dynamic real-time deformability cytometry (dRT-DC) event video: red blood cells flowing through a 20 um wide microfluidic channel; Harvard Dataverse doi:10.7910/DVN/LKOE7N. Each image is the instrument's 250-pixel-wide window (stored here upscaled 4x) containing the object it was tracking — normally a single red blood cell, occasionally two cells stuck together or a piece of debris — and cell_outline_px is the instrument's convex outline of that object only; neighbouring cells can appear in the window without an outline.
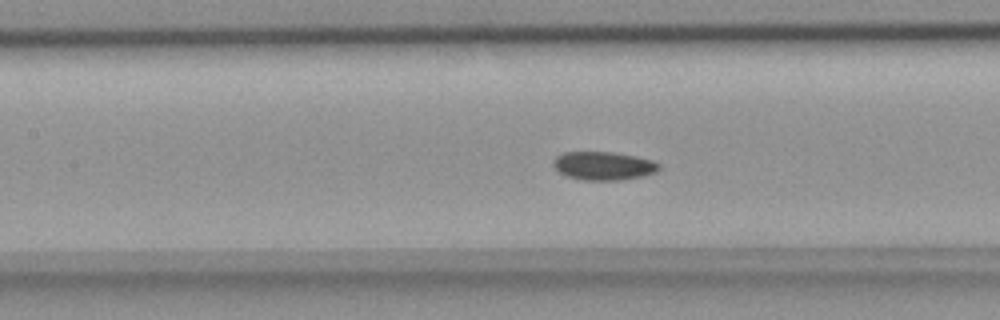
{"species": "common noctule bat (a hibernating species)", "species_latin": "Nyctalus noctula", "temperature_condition": "room temperature", "stored_images_in_passage": 47, "camera_frame_rate_fps": 3000, "um_per_image_px": 0.085, "animal": {"sex": "female", "body_mass_g": 18.4}, "frame": {"image": 1, "passage_image": 17, "time_ms": 5.333, "image_size_px": [1000, 320], "cell_outline_px": [[660, 168], [656, 172], [644, 176], [620, 180], [584, 180], [564, 176], [552, 164], [552, 160], [556, 156], [564, 152], [612, 152], [636, 156], [652, 160], [660, 164]], "centroid_in_image_um": [51.29, 14.09], "position_along_channel_um": 156.1, "area_um2": 17.63}}
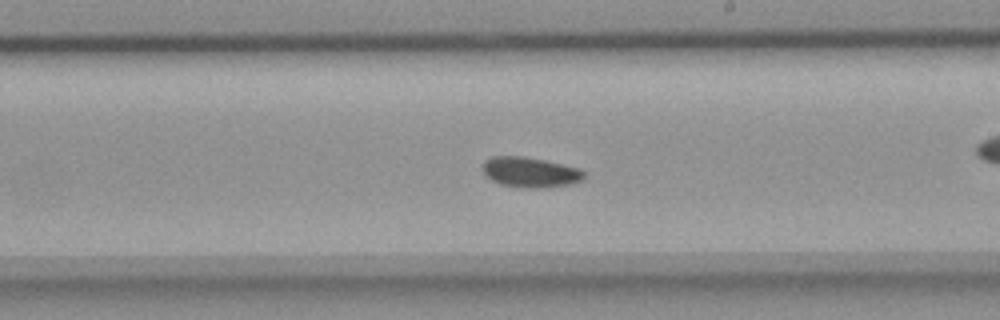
{"frame": {"image": 2, "passage_image": 24, "time_ms": 7.667, "image_size_px": [1000, 320], "cell_outline_px": [[584, 176], [580, 180], [572, 184], [544, 188], [524, 188], [500, 184], [484, 176], [484, 160], [492, 156], [524, 156], [544, 160], [580, 168], [584, 172]], "centroid_in_image_um": [45.06, 14.64], "position_along_channel_um": 243.9, "area_um2": 17.92}}
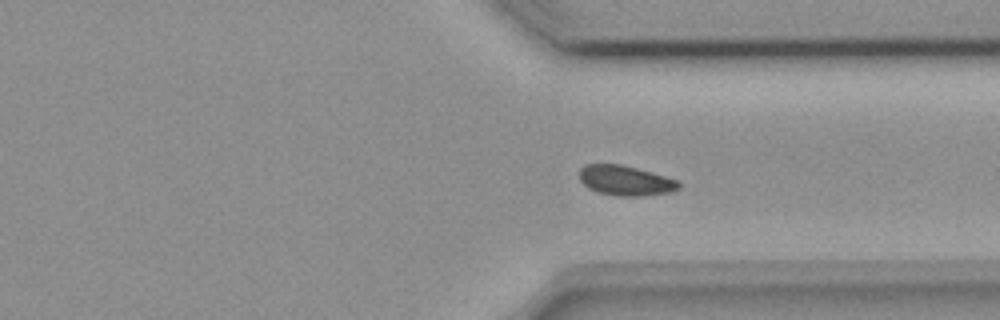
{"frame": {"image": 3, "passage_image": 33, "time_ms": 10.667, "image_size_px": [1000, 320], "cell_outline_px": [[680, 188], [672, 192], [640, 196], [616, 196], [600, 192], [588, 188], [580, 180], [580, 168], [584, 164], [620, 164], [652, 172], [680, 180]], "centroid_in_image_um": [53.2, 15.34], "position_along_channel_um": 358.2, "area_um2": 17.46}}